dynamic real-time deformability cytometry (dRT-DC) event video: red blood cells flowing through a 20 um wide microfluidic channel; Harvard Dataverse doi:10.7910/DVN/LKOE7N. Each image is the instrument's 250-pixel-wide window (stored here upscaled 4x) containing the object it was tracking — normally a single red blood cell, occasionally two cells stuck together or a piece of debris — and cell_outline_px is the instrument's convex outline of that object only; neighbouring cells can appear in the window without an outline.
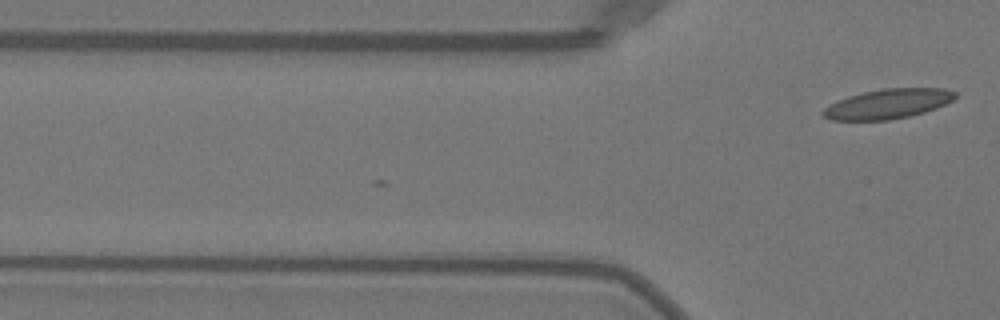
{"species": "Egyptian fruit bat (a non-hibernating species)", "species_latin": "Rousettus aegyptiacus", "temperature_condition": "warm", "stored_images_in_passage": 2, "camera_frame_rate_fps": 3000, "um_per_image_px": 0.085, "animal": {"sex": "female"}, "frame": {"image": 1, "passage_image": 2, "time_ms": 0.333, "image_size_px": [1000, 320], "cell_outline_px": [[956, 96], [952, 100], [936, 108], [924, 112], [908, 116], [888, 120], [832, 120], [824, 116], [820, 112], [824, 108], [848, 96], [864, 92], [884, 88], [944, 88], [956, 92]], "centroid_in_image_um": [75.48, 8.82], "position_along_channel_um": 50.3, "area_um2": 22.6}}